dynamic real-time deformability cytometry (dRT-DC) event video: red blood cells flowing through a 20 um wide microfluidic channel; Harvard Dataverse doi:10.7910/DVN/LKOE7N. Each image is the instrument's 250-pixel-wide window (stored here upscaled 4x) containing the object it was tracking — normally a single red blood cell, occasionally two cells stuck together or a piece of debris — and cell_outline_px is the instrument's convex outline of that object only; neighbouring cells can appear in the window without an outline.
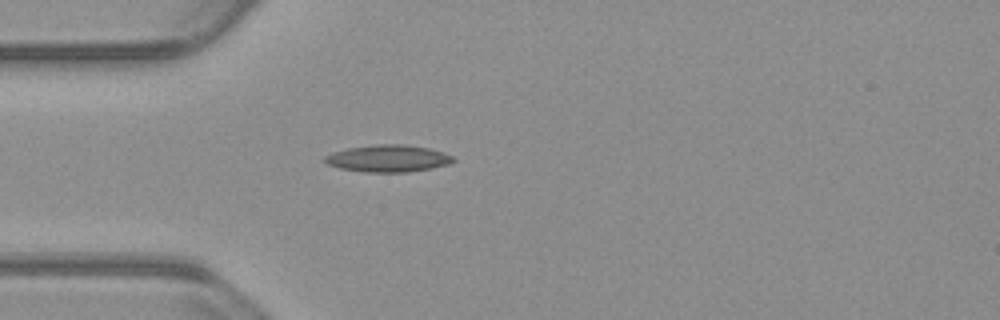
{"species": "common noctule bat (a hibernating species)", "species_latin": "Nyctalus noctula", "temperature_condition": "warm", "stored_images_in_passage": 40, "camera_frame_rate_fps": 3000, "um_per_image_px": 0.085, "animal": {"sex": "male", "body_mass_g": 23.1, "forearm_length_mm": 52.7}, "frame": {"image": 1, "passage_image": 1, "time_ms": 0.0, "image_size_px": [1000, 320], "cell_outline_px": [[456, 160], [452, 164], [408, 172], [364, 172], [340, 168], [328, 164], [324, 160], [324, 156], [332, 152], [348, 148], [376, 144], [404, 144], [428, 148], [444, 152], [452, 156]], "centroid_in_image_um": [33.01, 13.46], "position_along_channel_um": 52.0, "area_um2": 20.29}}
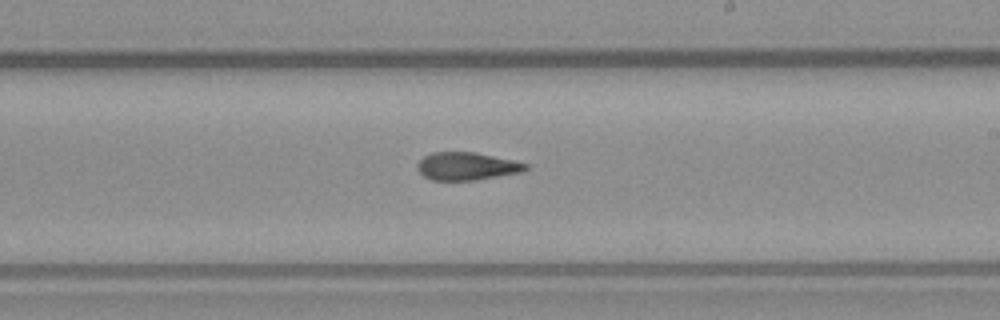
{"frame": {"image": 2, "passage_image": 17, "time_ms": 5.333, "image_size_px": [1000, 320], "cell_outline_px": [[528, 168], [524, 172], [476, 180], [432, 180], [424, 176], [416, 168], [416, 164], [424, 156], [432, 152], [476, 152], [512, 160], [528, 164]], "centroid_in_image_um": [39.68, 14.13], "position_along_channel_um": 249.3, "area_um2": 17.63}}
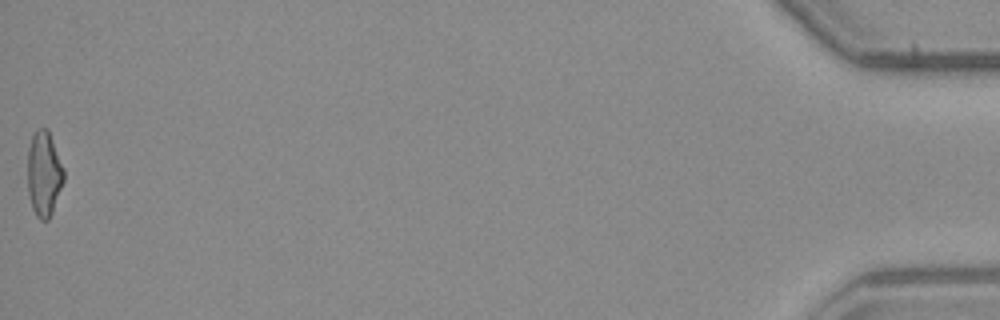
{"frame": {"image": 3, "passage_image": 40, "time_ms": 13.0, "image_size_px": [1000, 320], "cell_outline_px": [[64, 180], [52, 212], [48, 220], [40, 220], [36, 216], [32, 208], [28, 196], [28, 148], [32, 132], [36, 128], [48, 128], [64, 168]], "centroid_in_image_um": [3.73, 14.74], "position_along_channel_um": 431.5, "area_um2": 18.21}, "authors_computed_cell_mechanics": {"area_um2": 18.1781, "velocity_mm_per_s": 3.8128, "shape_relaxation_time_tau1_ms": null, "shape_relaxation_time_tau2_ms": 4.346, "deformation_change_tau1": null, "deformation_change_tau2": 0.1372}}